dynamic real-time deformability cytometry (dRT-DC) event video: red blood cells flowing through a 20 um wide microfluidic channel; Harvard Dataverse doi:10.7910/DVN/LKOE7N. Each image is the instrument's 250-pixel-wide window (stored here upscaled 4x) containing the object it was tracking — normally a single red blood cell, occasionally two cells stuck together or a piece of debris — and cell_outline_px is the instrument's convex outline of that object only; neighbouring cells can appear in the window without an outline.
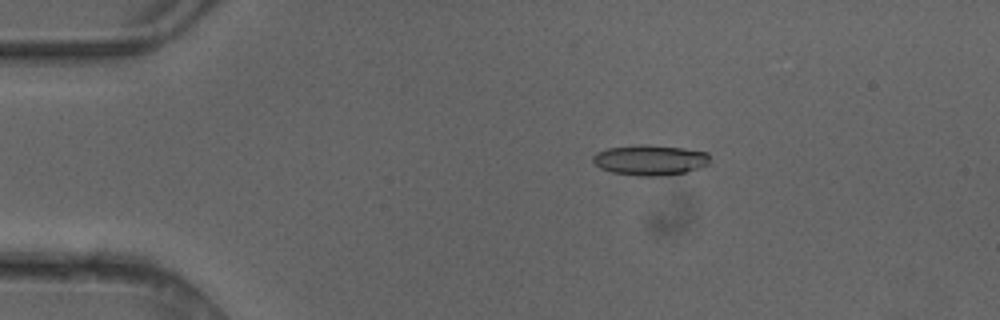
{"species": "common noctule bat (a hibernating species)", "species_latin": "Nyctalus noctula", "temperature_condition": "cold", "stored_images_in_passage": 6, "camera_frame_rate_fps": 3000, "um_per_image_px": 0.085, "animal": {"sex": "female"}, "frame": {"image": 1, "passage_image": 3, "time_ms": 0.667, "image_size_px": [1000, 320], "cell_outline_px": [[708, 164], [684, 172], [656, 176], [640, 176], [612, 172], [600, 168], [592, 160], [592, 156], [596, 152], [608, 148], [640, 144], [644, 144], [684, 148], [708, 152]], "centroid_in_image_um": [55.21, 13.59], "position_along_channel_um": 29.8, "area_um2": 20.52}}
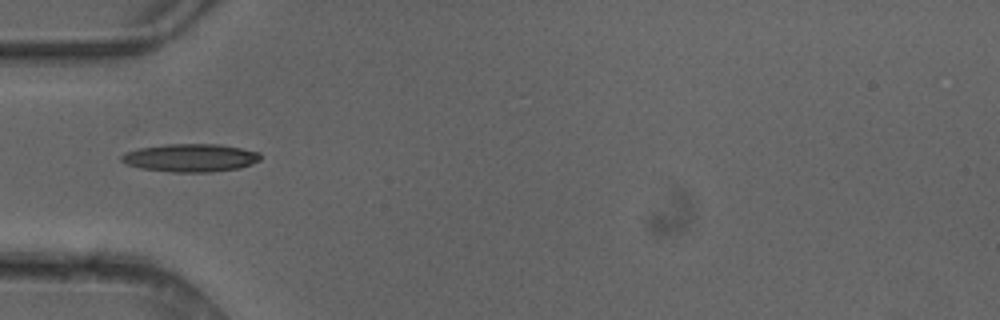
{"frame": {"image": 2, "passage_image": 5, "time_ms": 1.333, "image_size_px": [1000, 320], "cell_outline_px": [[260, 160], [252, 164], [240, 168], [212, 172], [172, 172], [140, 168], [128, 164], [120, 160], [120, 156], [124, 152], [140, 148], [164, 144], [220, 144], [260, 152]], "centroid_in_image_um": [16.19, 13.41], "position_along_channel_um": 68.8, "area_um2": 22.77}}
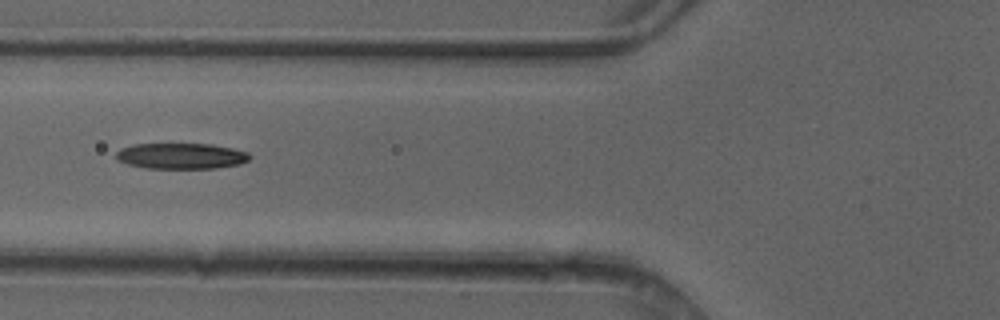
{"frame": {"image": 3, "passage_image": 6, "time_ms": 1.667, "image_size_px": [1000, 320], "cell_outline_px": [[252, 156], [248, 160], [240, 164], [216, 168], [148, 168], [128, 164], [116, 160], [116, 152], [120, 148], [132, 144], [212, 144], [232, 148], [248, 152]], "centroid_in_image_um": [15.39, 13.25], "position_along_channel_um": 110.4, "area_um2": 20.17}}